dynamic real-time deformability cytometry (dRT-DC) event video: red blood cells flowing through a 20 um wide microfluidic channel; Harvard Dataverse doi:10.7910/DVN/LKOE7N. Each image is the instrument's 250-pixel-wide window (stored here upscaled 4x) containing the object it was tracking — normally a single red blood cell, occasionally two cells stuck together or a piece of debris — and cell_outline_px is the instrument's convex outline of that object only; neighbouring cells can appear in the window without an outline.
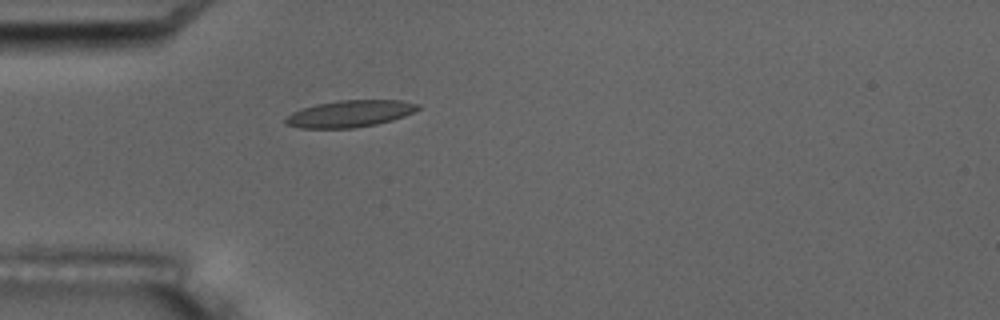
{"species": "common noctule bat (a hibernating species)", "species_latin": "Nyctalus noctula", "temperature_condition": "room temperature", "stored_images_in_passage": 5, "camera_frame_rate_fps": 3000, "um_per_image_px": 0.085, "animal": {"sex": "male", "body_mass_g": 17.5, "forearm_length_mm": 52.3}, "frame": {"image": 1, "passage_image": 5, "time_ms": 5.333, "image_size_px": [1000, 320], "cell_outline_px": [[420, 108], [404, 116], [392, 120], [376, 124], [352, 128], [300, 128], [284, 124], [284, 116], [300, 108], [316, 104], [340, 100], [400, 100], [420, 104]], "centroid_in_image_um": [29.68, 9.66], "position_along_channel_um": 55.3, "area_um2": 20.81}}